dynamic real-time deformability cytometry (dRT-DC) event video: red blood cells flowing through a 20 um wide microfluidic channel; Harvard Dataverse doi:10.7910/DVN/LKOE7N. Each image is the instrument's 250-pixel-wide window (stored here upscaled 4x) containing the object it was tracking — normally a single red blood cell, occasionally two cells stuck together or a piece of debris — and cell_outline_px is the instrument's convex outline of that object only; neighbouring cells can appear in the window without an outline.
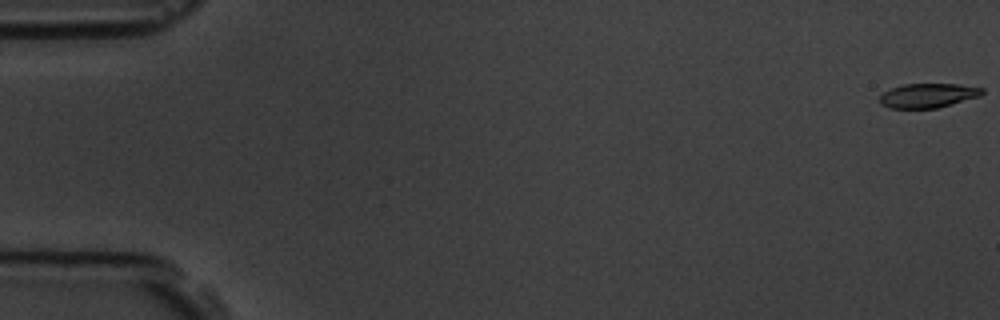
{"species": "common noctule bat (a hibernating species)", "species_latin": "Nyctalus noctula", "temperature_condition": "room temperature", "stored_images_in_passage": 6, "camera_frame_rate_fps": 3000, "um_per_image_px": 0.085, "animal": {"sex": "male", "body_mass_g": 19.5, "forearm_length_mm": 54.6}, "frame": {"image": 1, "passage_image": 1, "time_ms": 0.0, "image_size_px": [1000, 320], "cell_outline_px": [[984, 92], [980, 96], [936, 108], [888, 108], [880, 104], [880, 96], [884, 92], [892, 88], [904, 84], [956, 84], [984, 88]], "centroid_in_image_um": [78.87, 8.12], "position_along_channel_um": 6.1, "area_um2": 14.39}}
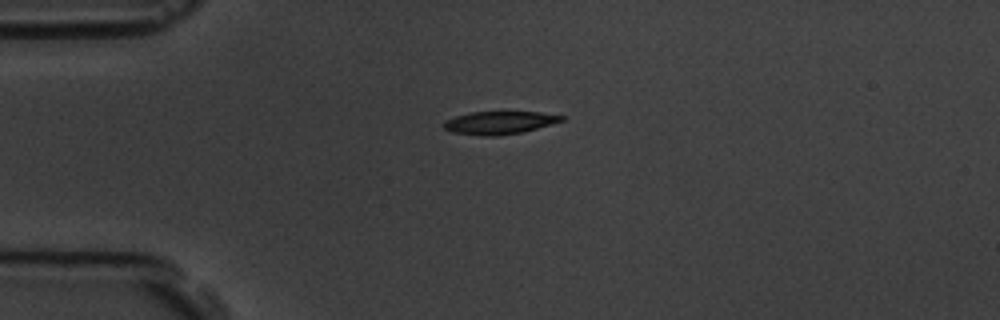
{"frame": {"image": 2, "passage_image": 5, "time_ms": 4.667, "image_size_px": [1000, 320], "cell_outline_px": [[564, 120], [552, 124], [520, 132], [500, 136], [484, 136], [452, 132], [444, 128], [444, 120], [468, 112], [540, 112], [564, 116]], "centroid_in_image_um": [42.43, 10.42], "position_along_channel_um": 42.6, "area_um2": 15.61}}